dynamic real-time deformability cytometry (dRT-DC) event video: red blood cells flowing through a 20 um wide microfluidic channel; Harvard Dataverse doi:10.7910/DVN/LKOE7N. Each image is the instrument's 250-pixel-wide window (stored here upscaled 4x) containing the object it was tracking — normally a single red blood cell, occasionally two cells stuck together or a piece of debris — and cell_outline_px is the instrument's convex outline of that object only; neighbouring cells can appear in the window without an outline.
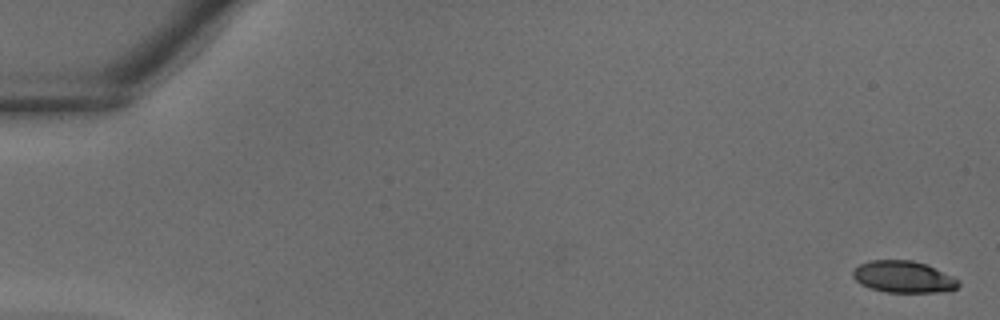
{"species": "common noctule bat (a hibernating species)", "species_latin": "Nyctalus noctula", "temperature_condition": "warm", "stored_images_in_passage": 14, "camera_frame_rate_fps": 3000, "um_per_image_px": 0.085, "animal": {"sex": "male", "body_mass_g": 18.8}, "frame": {"image": 1, "passage_image": 1, "time_ms": 0.0, "image_size_px": [1000, 320], "cell_outline_px": [[960, 284], [956, 288], [948, 292], [884, 292], [860, 284], [852, 276], [852, 268], [868, 260], [912, 260], [924, 264], [952, 276], [960, 280]], "centroid_in_image_um": [76.77, 23.53], "position_along_channel_um": 8.2, "area_um2": 19.59}}
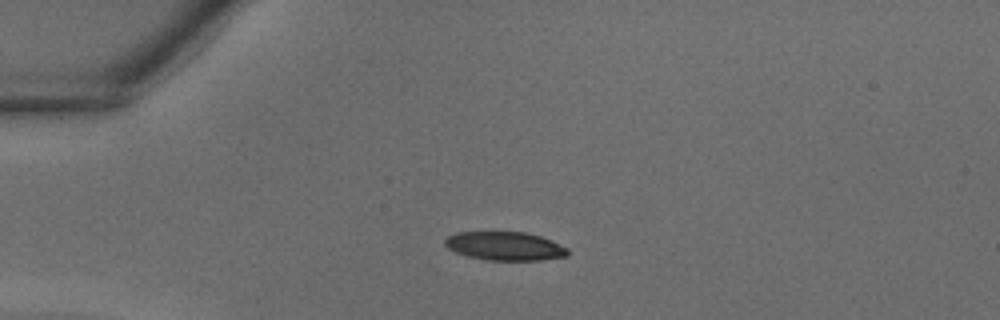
{"frame": {"image": 2, "passage_image": 10, "time_ms": 3.0, "image_size_px": [1000, 320], "cell_outline_px": [[568, 256], [540, 260], [484, 260], [468, 256], [456, 252], [448, 248], [444, 244], [444, 240], [448, 236], [456, 232], [524, 232], [540, 236], [552, 240], [568, 248]], "centroid_in_image_um": [42.92, 20.91], "position_along_channel_um": 42.1, "area_um2": 20.52}}